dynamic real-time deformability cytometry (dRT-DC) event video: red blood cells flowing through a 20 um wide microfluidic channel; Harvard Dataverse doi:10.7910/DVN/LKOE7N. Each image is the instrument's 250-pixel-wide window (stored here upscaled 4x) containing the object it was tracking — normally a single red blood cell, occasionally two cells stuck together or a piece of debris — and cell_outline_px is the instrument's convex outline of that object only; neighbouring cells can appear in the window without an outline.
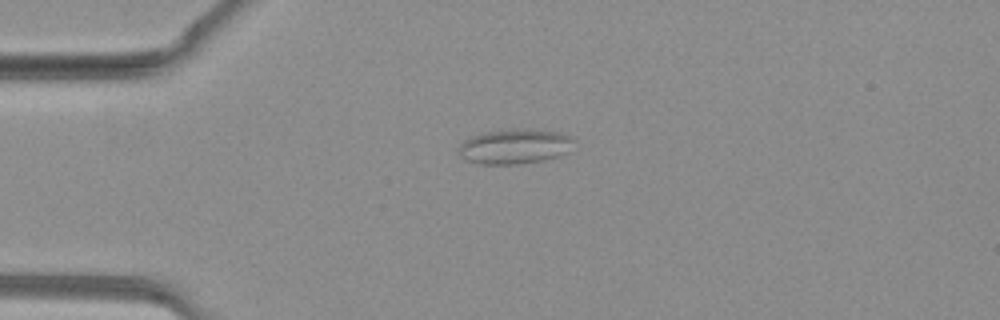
{"species": "common noctule bat (a hibernating species)", "species_latin": "Nyctalus noctula", "temperature_condition": "warm", "stored_images_in_passage": 30, "camera_frame_rate_fps": 3000, "um_per_image_px": 0.085, "animal": {"sex": "female", "body_mass_g": 19.3, "forearm_length_mm": 54.1}, "frame": {"image": 1, "passage_image": 1, "time_ms": 0.0, "image_size_px": [1000, 320], "cell_outline_px": [[576, 140], [568, 152], [560, 156], [544, 160], [516, 164], [480, 164], [468, 160], [460, 156], [456, 148], [464, 140], [472, 136], [484, 132], [520, 128], [532, 128], [560, 132], [572, 136]], "centroid_in_image_um": [43.79, 12.43], "position_along_channel_um": 41.2, "area_um2": 23.87}}
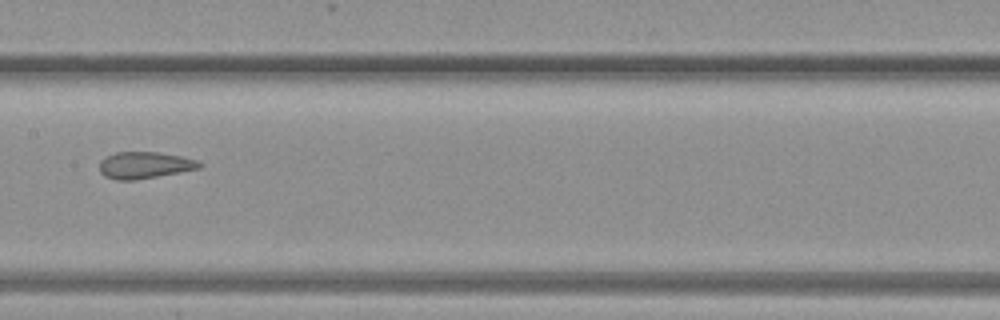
{"frame": {"image": 2, "passage_image": 11, "time_ms": 3.333, "image_size_px": [1000, 320], "cell_outline_px": [[204, 164], [200, 168], [180, 172], [136, 180], [116, 180], [104, 176], [100, 172], [100, 160], [104, 156], [116, 152], [160, 152], [184, 156], [200, 160]], "centroid_in_image_um": [12.32, 14.03], "position_along_channel_um": 195.1, "area_um2": 15.9}}
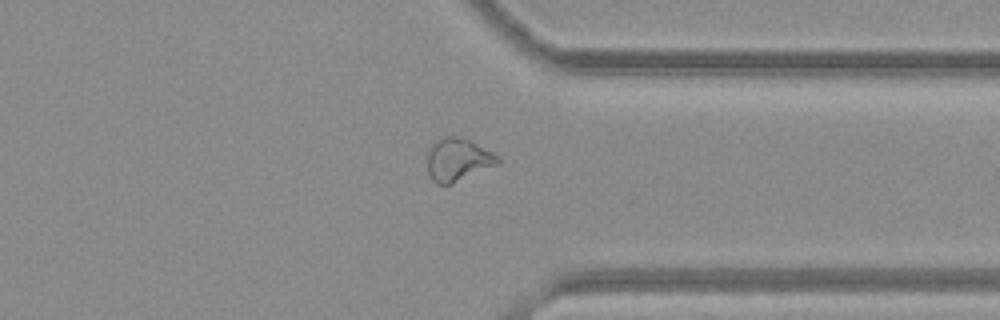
{"frame": {"image": 3, "passage_image": 21, "time_ms": 6.667, "image_size_px": [1000, 320], "cell_outline_px": [[500, 164], [448, 184], [436, 184], [432, 180], [428, 172], [428, 148], [436, 140], [444, 136], [456, 136], [468, 140], [500, 156]], "centroid_in_image_um": [38.91, 13.56], "position_along_channel_um": 372.5, "area_um2": 17.4}}